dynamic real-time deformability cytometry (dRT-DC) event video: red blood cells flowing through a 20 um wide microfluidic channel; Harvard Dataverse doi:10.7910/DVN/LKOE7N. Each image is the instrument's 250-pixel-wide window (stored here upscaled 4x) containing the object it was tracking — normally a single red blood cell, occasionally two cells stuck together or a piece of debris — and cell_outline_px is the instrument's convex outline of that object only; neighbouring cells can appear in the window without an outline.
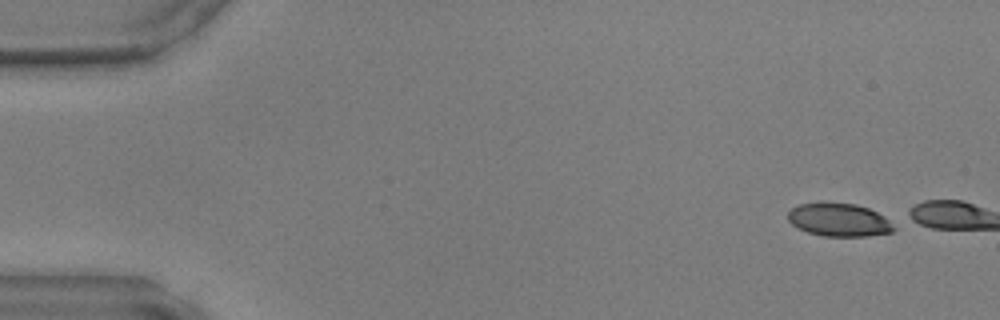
{"species": "common noctule bat (a hibernating species)", "species_latin": "Nyctalus noctula", "temperature_condition": "warm", "stored_images_in_passage": 3, "camera_frame_rate_fps": 3000, "um_per_image_px": 0.085, "animal": {"sex": "male", "body_mass_g": 17.9, "forearm_length_mm": 54.2}, "frame": {"image": 1, "passage_image": 1, "time_ms": 0.0, "image_size_px": [1000, 320], "cell_outline_px": [[896, 228], [892, 232], [868, 236], [824, 236], [808, 232], [796, 228], [788, 220], [788, 212], [792, 208], [800, 204], [820, 200], [824, 200], [856, 204], [868, 208], [884, 216]], "centroid_in_image_um": [71.27, 18.65], "position_along_channel_um": 13.7, "area_um2": 20.92}}